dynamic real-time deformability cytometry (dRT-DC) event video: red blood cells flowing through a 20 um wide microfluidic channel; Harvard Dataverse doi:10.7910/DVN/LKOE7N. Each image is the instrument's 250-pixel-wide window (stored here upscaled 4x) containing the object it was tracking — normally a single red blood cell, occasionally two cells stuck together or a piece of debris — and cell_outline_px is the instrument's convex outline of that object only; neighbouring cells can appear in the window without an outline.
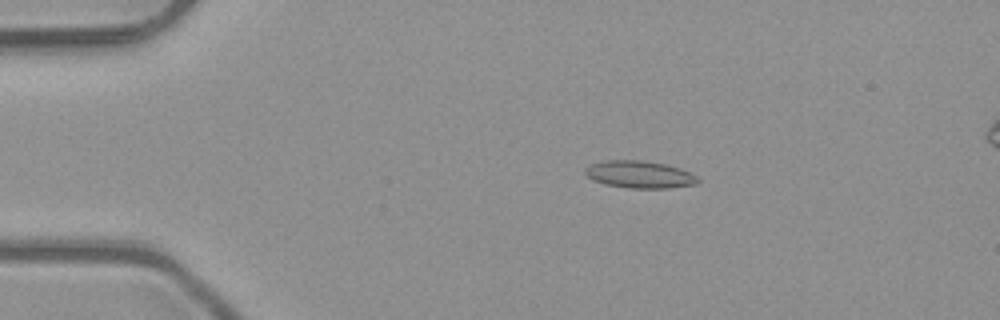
{"species": "common noctule bat (a hibernating species)", "species_latin": "Nyctalus noctula", "temperature_condition": "room temperature", "stored_images_in_passage": 4, "camera_frame_rate_fps": 3000, "um_per_image_px": 0.085, "animal": {"sex": "male", "body_mass_g": 23.1, "forearm_length_mm": 52.7}, "frame": {"image": 1, "passage_image": 2, "time_ms": 0.333, "image_size_px": [1000, 320], "cell_outline_px": [[700, 180], [696, 184], [668, 188], [628, 188], [604, 184], [592, 180], [584, 172], [584, 168], [592, 164], [604, 160], [640, 160], [664, 164], [680, 168], [696, 176]], "centroid_in_image_um": [54.33, 14.83], "position_along_channel_um": 30.7, "area_um2": 17.86}}